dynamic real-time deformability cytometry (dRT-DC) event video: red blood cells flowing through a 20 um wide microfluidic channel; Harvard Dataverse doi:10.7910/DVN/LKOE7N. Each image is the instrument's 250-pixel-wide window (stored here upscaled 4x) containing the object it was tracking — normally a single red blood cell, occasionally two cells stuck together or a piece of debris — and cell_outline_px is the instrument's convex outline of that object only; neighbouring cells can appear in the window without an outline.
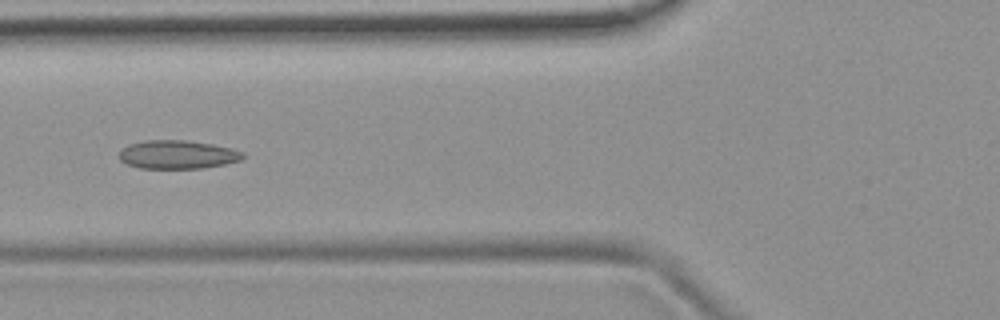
{"species": "common noctule bat (a hibernating species)", "species_latin": "Nyctalus noctula", "temperature_condition": "room temperature", "stored_images_in_passage": 5, "camera_frame_rate_fps": 3000, "um_per_image_px": 0.085, "animal": {"sex": "female", "body_mass_g": 19.9}, "frame": {"image": 1, "passage_image": 5, "time_ms": 4.333, "image_size_px": [1000, 320], "cell_outline_px": [[244, 156], [240, 160], [224, 164], [204, 168], [140, 168], [128, 164], [120, 160], [120, 148], [128, 144], [144, 140], [184, 140], [212, 144], [232, 148], [244, 152]], "centroid_in_image_um": [15.08, 13.13], "position_along_channel_um": 110.7, "area_um2": 20.58}}